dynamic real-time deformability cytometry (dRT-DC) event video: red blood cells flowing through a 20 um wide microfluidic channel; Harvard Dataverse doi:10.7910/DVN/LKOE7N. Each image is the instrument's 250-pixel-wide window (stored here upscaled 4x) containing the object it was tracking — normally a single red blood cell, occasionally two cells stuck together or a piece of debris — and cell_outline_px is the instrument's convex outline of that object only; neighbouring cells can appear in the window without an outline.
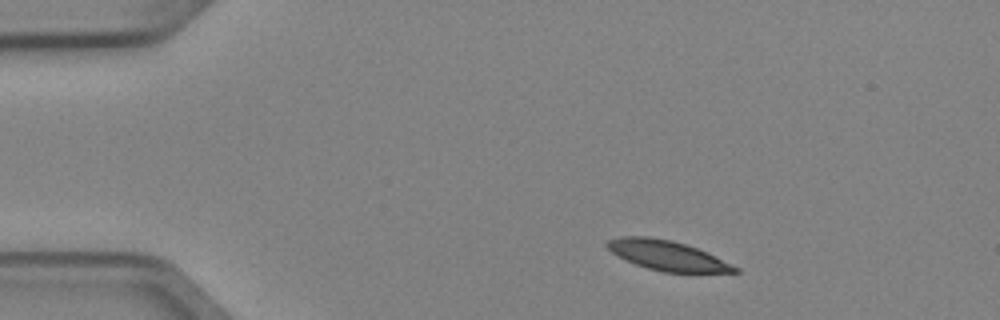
{"species": "Egyptian fruit bat (a non-hibernating species)", "species_latin": "Rousettus aegyptiacus", "temperature_condition": "cold", "stored_images_in_passage": 3, "camera_frame_rate_fps": 3000, "um_per_image_px": 0.085, "animal": {"sex": "female"}, "frame": {"image": 1, "passage_image": 1, "time_ms": 0.0, "image_size_px": [1000, 320], "cell_outline_px": [[740, 272], [664, 272], [648, 268], [636, 264], [612, 252], [604, 244], [608, 240], [624, 236], [648, 236], [672, 240], [696, 248], [740, 268]], "centroid_in_image_um": [56.7, 21.71], "position_along_channel_um": 28.3, "area_um2": 21.68}}
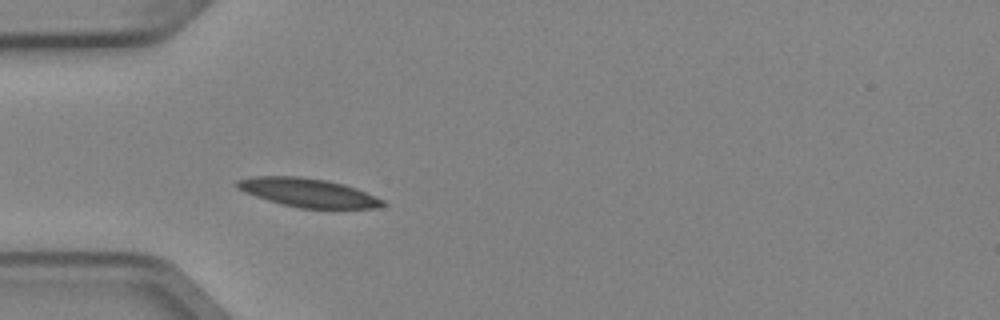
{"frame": {"image": 2, "passage_image": 3, "time_ms": 0.667, "image_size_px": [1000, 320], "cell_outline_px": [[388, 204], [376, 208], [300, 208], [268, 200], [244, 192], [236, 188], [232, 184], [236, 180], [252, 176], [300, 176], [328, 180], [344, 184], [356, 188], [384, 200]], "centroid_in_image_um": [26.15, 16.36], "position_along_channel_um": 58.8, "area_um2": 24.45}}